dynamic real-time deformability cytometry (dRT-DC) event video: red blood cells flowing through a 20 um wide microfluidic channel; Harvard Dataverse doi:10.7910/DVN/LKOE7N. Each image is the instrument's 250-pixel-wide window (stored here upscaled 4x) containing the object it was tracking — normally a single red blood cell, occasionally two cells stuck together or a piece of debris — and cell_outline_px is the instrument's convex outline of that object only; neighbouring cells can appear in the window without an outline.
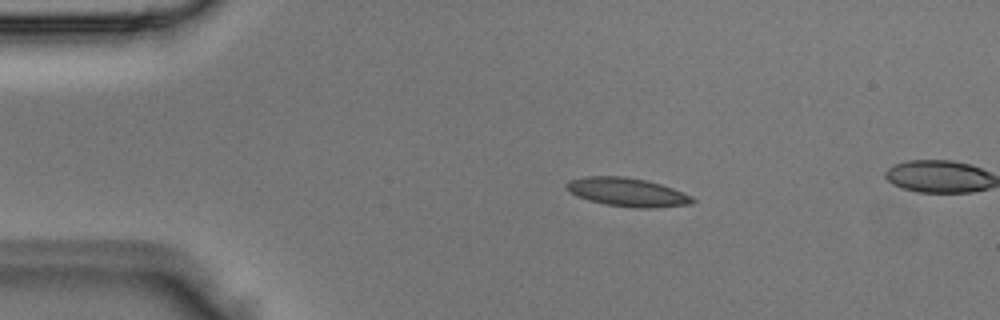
{"species": "Egyptian fruit bat (a non-hibernating species)", "species_latin": "Rousettus aegyptiacus", "temperature_condition": "room temperature", "stored_images_in_passage": 4, "camera_frame_rate_fps": 3000, "um_per_image_px": 0.085, "animal": {"sex": "male"}, "frame": {"image": 1, "passage_image": 4, "time_ms": 1.0, "image_size_px": [1000, 320], "cell_outline_px": [[696, 200], [692, 204], [648, 208], [640, 208], [608, 204], [592, 200], [568, 192], [564, 184], [568, 180], [584, 176], [624, 176], [648, 180], [672, 188], [692, 196]], "centroid_in_image_um": [53.32, 16.31], "position_along_channel_um": 31.7, "area_um2": 20.81}}